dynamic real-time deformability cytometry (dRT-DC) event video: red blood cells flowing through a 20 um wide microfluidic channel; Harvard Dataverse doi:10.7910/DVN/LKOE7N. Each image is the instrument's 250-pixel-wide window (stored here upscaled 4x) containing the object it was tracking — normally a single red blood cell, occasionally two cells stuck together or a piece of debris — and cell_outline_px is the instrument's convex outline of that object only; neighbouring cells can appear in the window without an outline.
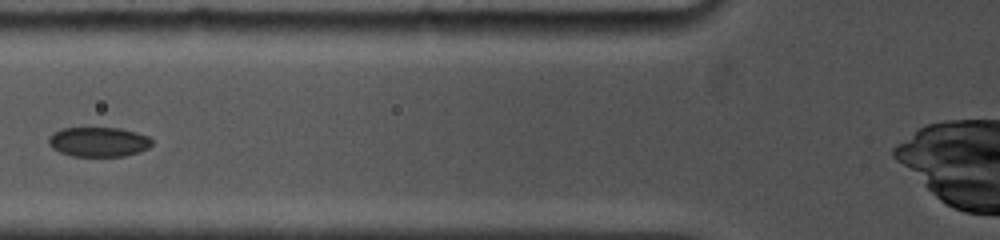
{"species": "common noctule bat (a hibernating species)", "species_latin": "Nyctalus noctula", "temperature_condition": "cold", "stored_images_in_passage": 3, "camera_frame_rate_fps": 5000, "um_per_image_px": 0.085, "animal": {"sex": "female", "body_mass_g": 19.0, "forearm_length_mm": 53.3}, "frame": {"image": 1, "passage_image": 3, "time_ms": 1.2, "image_size_px": [1000, 240], "cell_outline_px": [[152, 144], [148, 148], [140, 152], [124, 156], [72, 156], [60, 152], [52, 148], [48, 144], [48, 140], [60, 128], [120, 128], [136, 132], [148, 136], [152, 140]], "centroid_in_image_um": [8.4, 12.06], "position_along_channel_um": 117.4, "area_um2": 17.8}}